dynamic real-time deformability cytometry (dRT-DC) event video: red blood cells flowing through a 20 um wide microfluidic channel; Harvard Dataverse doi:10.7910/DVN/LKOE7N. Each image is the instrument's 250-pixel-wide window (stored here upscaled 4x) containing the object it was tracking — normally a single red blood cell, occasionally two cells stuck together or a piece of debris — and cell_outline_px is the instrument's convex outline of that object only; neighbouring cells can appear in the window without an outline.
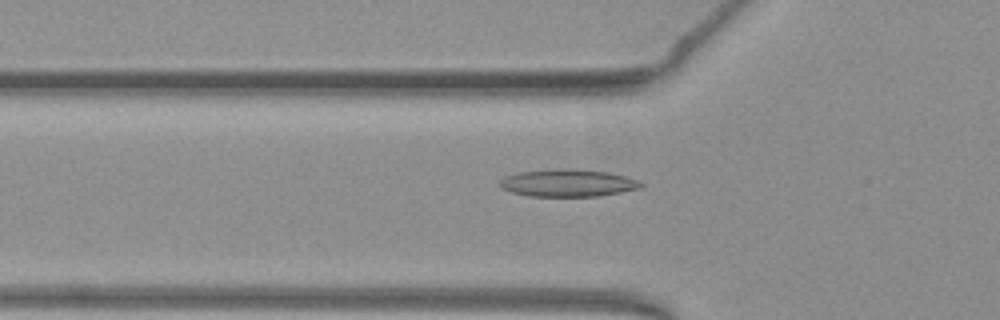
{"species": "common noctule bat (a hibernating species)", "species_latin": "Nyctalus noctula", "temperature_condition": "warm", "stored_images_in_passage": 53, "camera_frame_rate_fps": 3000, "um_per_image_px": 0.085, "animal": {"sex": "female", "body_mass_g": 19.3, "forearm_length_mm": 54.1}, "frame": {"image": 1, "passage_image": 18, "time_ms": 5.667, "image_size_px": [1000, 320], "cell_outline_px": [[644, 184], [640, 188], [600, 196], [528, 196], [512, 192], [504, 188], [500, 184], [500, 180], [504, 176], [520, 172], [560, 168], [576, 168], [608, 172], [624, 176], [636, 180]], "centroid_in_image_um": [48.27, 15.54], "position_along_channel_um": 77.5, "area_um2": 22.43}}
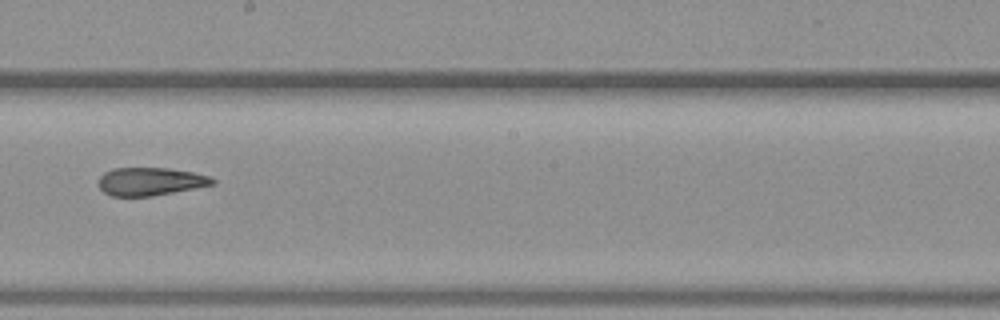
{"frame": {"image": 2, "passage_image": 30, "time_ms": 9.667, "image_size_px": [1000, 320], "cell_outline_px": [[216, 184], [152, 196], [112, 196], [104, 192], [100, 188], [100, 176], [104, 172], [112, 168], [168, 168], [192, 172], [208, 176], [216, 180]], "centroid_in_image_um": [12.78, 15.42], "position_along_channel_um": 235.4, "area_um2": 18.5}}
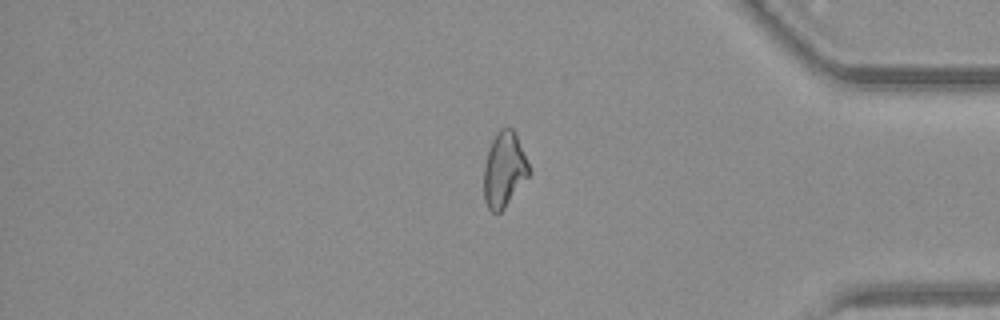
{"frame": {"image": 3, "passage_image": 44, "time_ms": 14.333, "image_size_px": [1000, 320], "cell_outline_px": [[528, 176], [504, 208], [500, 212], [492, 212], [488, 208], [484, 200], [484, 164], [492, 140], [496, 132], [504, 124], [512, 128], [516, 132], [524, 152], [528, 164]], "centroid_in_image_um": [42.83, 14.36], "position_along_channel_um": 392.4, "area_um2": 19.65}, "authors_computed_cell_mechanics": {"area_um2": 20.9236, "velocity_mm_per_s": 3.9221, "shape_relaxation_time_tau1_ms": null, "shape_relaxation_time_tau2_ms": 2.5747, "deformation_change_tau1": null, "deformation_change_tau2": 0.1081}}